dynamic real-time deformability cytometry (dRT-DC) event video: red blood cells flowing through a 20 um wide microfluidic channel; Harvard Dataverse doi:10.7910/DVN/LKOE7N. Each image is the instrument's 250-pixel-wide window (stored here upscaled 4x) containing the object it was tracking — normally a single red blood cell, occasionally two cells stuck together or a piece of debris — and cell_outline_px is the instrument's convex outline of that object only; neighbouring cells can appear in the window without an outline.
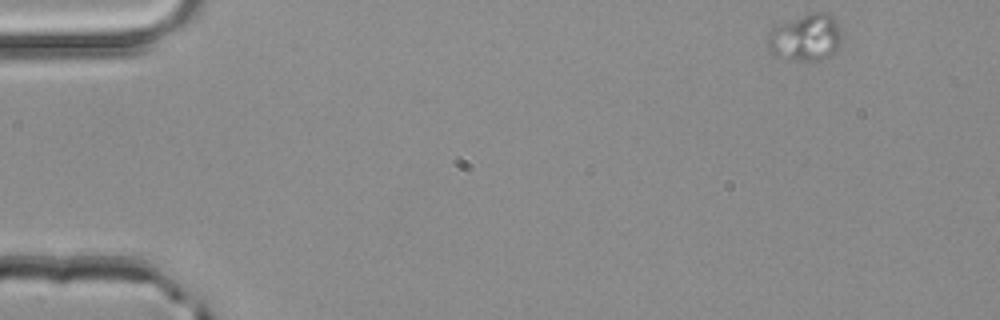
{"species": "common noctule bat (a hibernating species)", "species_latin": "Nyctalus noctula", "temperature_condition": "room temperature", "stored_images_in_passage": 3, "camera_frame_rate_fps": 3000, "um_per_image_px": 0.085, "animal": {"sex": "male", "body_mass_g": 20.4}, "frame": {"image": 1, "passage_image": 1, "time_ms": 0.0, "image_size_px": [1000, 320], "cell_outline_px": [[840, 44], [836, 52], [832, 56], [820, 60], [788, 60], [772, 56], [768, 52], [768, 36], [772, 28], [812, 12], [828, 12], [832, 16], [840, 28]], "centroid_in_image_um": [68.48, 3.23], "position_along_channel_um": 16.5, "area_um2": 20.35}}